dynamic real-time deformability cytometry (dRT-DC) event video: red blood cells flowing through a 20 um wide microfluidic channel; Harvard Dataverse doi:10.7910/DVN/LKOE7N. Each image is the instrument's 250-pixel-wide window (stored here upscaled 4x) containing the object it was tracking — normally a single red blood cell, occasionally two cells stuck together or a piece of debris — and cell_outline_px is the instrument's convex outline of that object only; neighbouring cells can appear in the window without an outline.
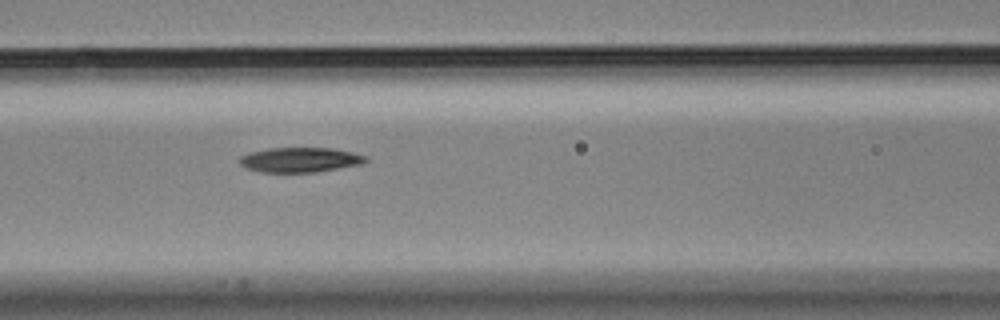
{"species": "Egyptian fruit bat (a non-hibernating species)", "species_latin": "Rousettus aegyptiacus", "temperature_condition": "cold", "stored_images_in_passage": 7, "camera_frame_rate_fps": 3000, "um_per_image_px": 0.085, "animal": {"sex": "male"}, "frame": {"image": 1, "passage_image": 4, "time_ms": 1.0, "image_size_px": [1000, 320], "cell_outline_px": [[368, 160], [360, 164], [316, 172], [260, 172], [244, 168], [240, 164], [240, 156], [248, 152], [268, 148], [332, 148], [352, 152], [368, 156]], "centroid_in_image_um": [25.47, 13.58], "position_along_channel_um": 141.1, "area_um2": 18.32}}
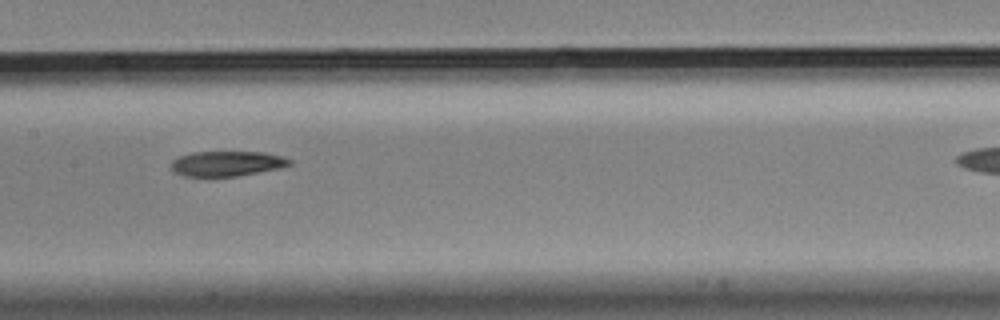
{"frame": {"image": 2, "passage_image": 5, "time_ms": 1.333, "image_size_px": [1000, 320], "cell_outline_px": [[292, 164], [280, 168], [236, 176], [184, 176], [176, 172], [172, 168], [172, 160], [180, 156], [192, 152], [264, 152], [280, 156], [292, 160]], "centroid_in_image_um": [19.3, 13.9], "position_along_channel_um": 188.1, "area_um2": 17.11}}
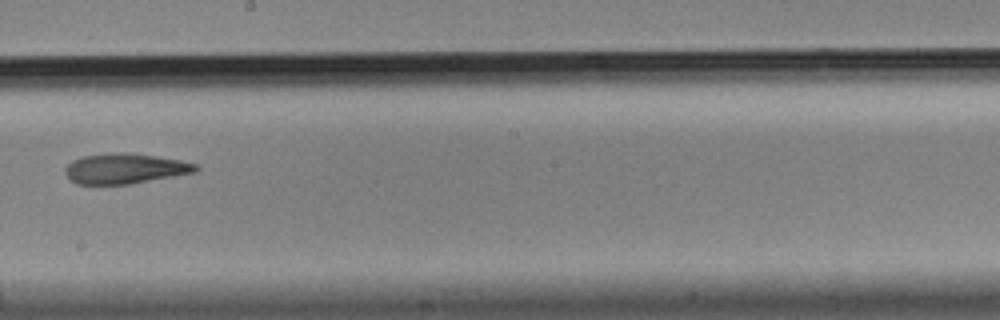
{"frame": {"image": 3, "passage_image": 7, "time_ms": 2.0, "image_size_px": [1000, 320], "cell_outline_px": [[200, 168], [196, 172], [132, 184], [76, 184], [64, 172], [64, 168], [72, 160], [80, 156], [112, 152], [128, 152], [156, 156], [180, 160], [200, 164]], "centroid_in_image_um": [10.64, 14.32], "position_along_channel_um": 237.6, "area_um2": 23.35}}